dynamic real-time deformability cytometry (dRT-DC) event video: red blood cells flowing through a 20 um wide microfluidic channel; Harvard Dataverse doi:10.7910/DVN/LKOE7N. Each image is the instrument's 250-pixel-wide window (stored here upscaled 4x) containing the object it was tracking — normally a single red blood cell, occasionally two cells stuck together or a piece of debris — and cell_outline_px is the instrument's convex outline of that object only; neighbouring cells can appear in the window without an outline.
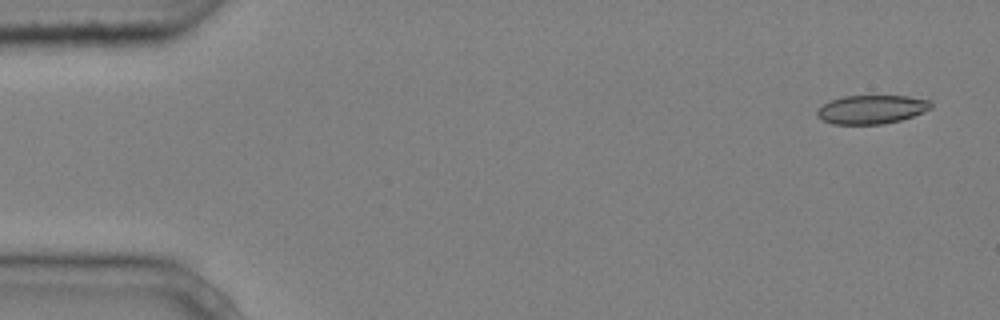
{"species": "common noctule bat (a hibernating species)", "species_latin": "Nyctalus noctula", "temperature_condition": "cold", "stored_images_in_passage": 7, "camera_frame_rate_fps": 3000, "um_per_image_px": 0.085, "animal": {"sex": "male", "body_mass_g": 20.4}, "frame": {"image": 1, "passage_image": 1, "time_ms": 0.0, "image_size_px": [1000, 320], "cell_outline_px": [[932, 108], [912, 116], [900, 120], [884, 124], [832, 124], [816, 116], [816, 108], [832, 100], [844, 96], [908, 96], [928, 100], [932, 104]], "centroid_in_image_um": [74.06, 9.3], "position_along_channel_um": 10.9, "area_um2": 18.96}}
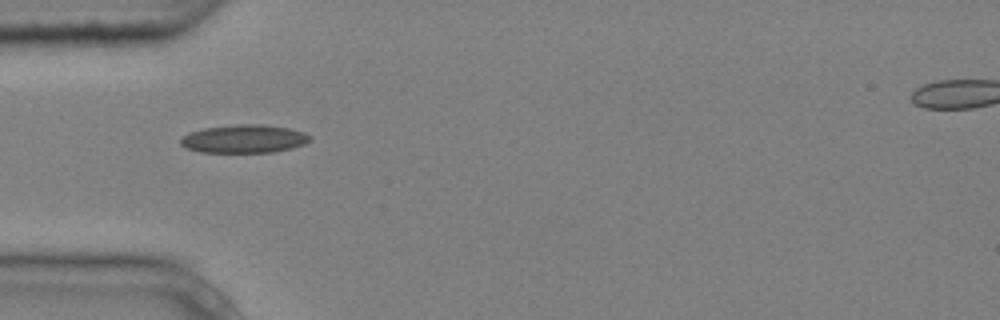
{"frame": {"image": 2, "passage_image": 5, "time_ms": 1.333, "image_size_px": [1000, 320], "cell_outline_px": [[312, 140], [304, 144], [292, 148], [272, 152], [200, 152], [184, 148], [180, 144], [180, 140], [188, 132], [204, 128], [236, 124], [260, 124], [288, 128], [304, 132], [312, 136]], "centroid_in_image_um": [20.74, 11.8], "position_along_channel_um": 64.3, "area_um2": 21.39}}
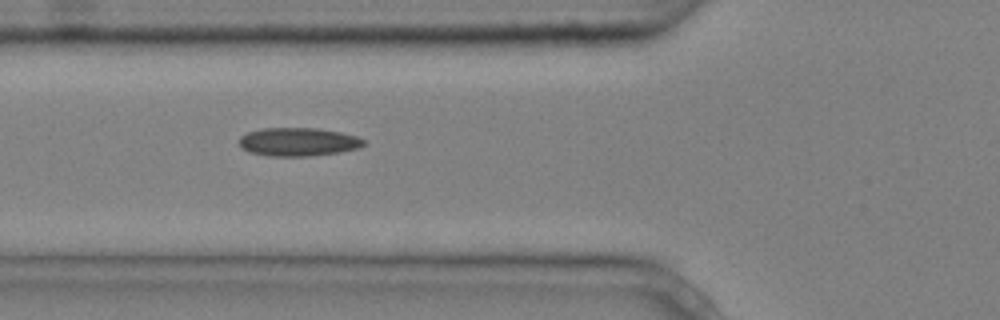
{"frame": {"image": 3, "passage_image": 6, "time_ms": 1.667, "image_size_px": [1000, 320], "cell_outline_px": [[364, 144], [360, 148], [340, 152], [308, 156], [268, 156], [248, 152], [240, 148], [240, 136], [248, 132], [264, 128], [316, 128], [340, 132], [356, 136], [364, 140]], "centroid_in_image_um": [25.33, 12.06], "position_along_channel_um": 100.5, "area_um2": 20.63}}